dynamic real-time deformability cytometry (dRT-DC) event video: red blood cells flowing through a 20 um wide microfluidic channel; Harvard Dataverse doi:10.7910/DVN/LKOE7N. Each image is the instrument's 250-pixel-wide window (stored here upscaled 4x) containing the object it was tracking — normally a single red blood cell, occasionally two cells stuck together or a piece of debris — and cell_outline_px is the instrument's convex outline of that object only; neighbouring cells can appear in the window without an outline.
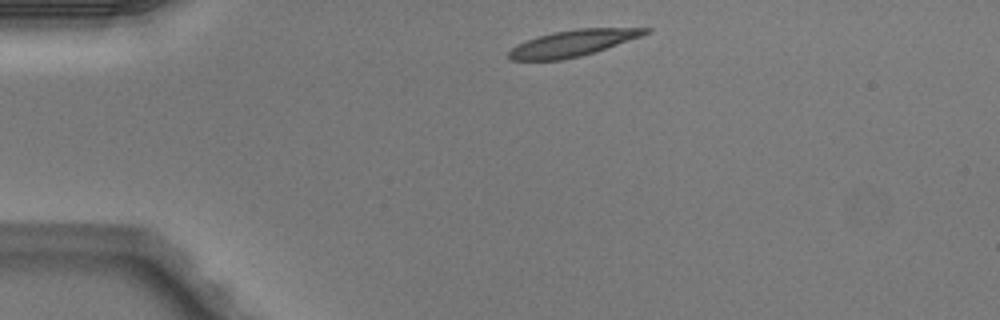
{"species": "Egyptian fruit bat (a non-hibernating species)", "species_latin": "Rousettus aegyptiacus", "temperature_condition": "warm", "stored_images_in_passage": 2, "camera_frame_rate_fps": 3000, "um_per_image_px": 0.085, "animal": {"sex": "male"}, "frame": {"image": 1, "passage_image": 1, "time_ms": 0.0, "image_size_px": [1000, 320], "cell_outline_px": [[652, 32], [580, 56], [560, 60], [512, 60], [508, 56], [508, 52], [516, 44], [536, 36], [552, 32], [576, 28], [652, 28]], "centroid_in_image_um": [48.64, 3.65], "position_along_channel_um": 36.4, "area_um2": 20.69}}